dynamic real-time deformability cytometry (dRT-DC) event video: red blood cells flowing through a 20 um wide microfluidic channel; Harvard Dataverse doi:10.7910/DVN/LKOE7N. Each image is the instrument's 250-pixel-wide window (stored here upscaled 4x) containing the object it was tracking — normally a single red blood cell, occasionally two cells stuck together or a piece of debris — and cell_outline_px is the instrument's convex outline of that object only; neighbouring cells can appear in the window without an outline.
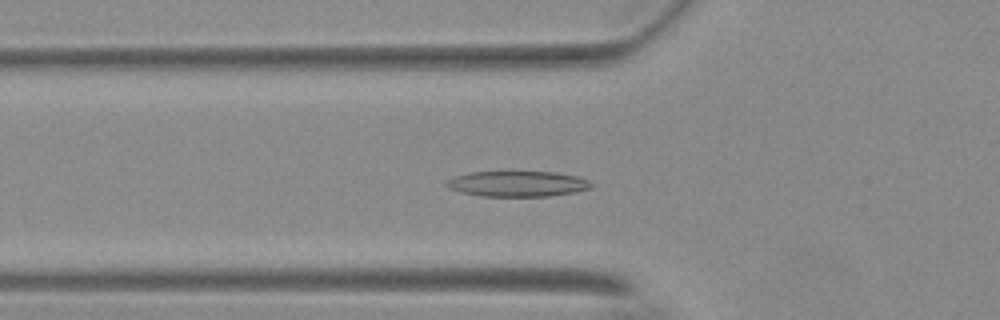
{"species": "Egyptian fruit bat (a non-hibernating species)", "species_latin": "Rousettus aegyptiacus", "temperature_condition": "warm", "stored_images_in_passage": 46, "camera_frame_rate_fps": 3000, "um_per_image_px": 0.085, "animal": {"sex": "female"}, "frame": {"image": 1, "passage_image": 17, "time_ms": 5.333, "image_size_px": [1000, 320], "cell_outline_px": [[596, 184], [592, 188], [576, 192], [548, 196], [480, 196], [460, 192], [448, 188], [444, 184], [448, 180], [456, 176], [472, 172], [512, 168], [556, 172], [576, 176], [588, 180]], "centroid_in_image_um": [44.01, 15.57], "position_along_channel_um": 81.8, "area_um2": 22.83}}
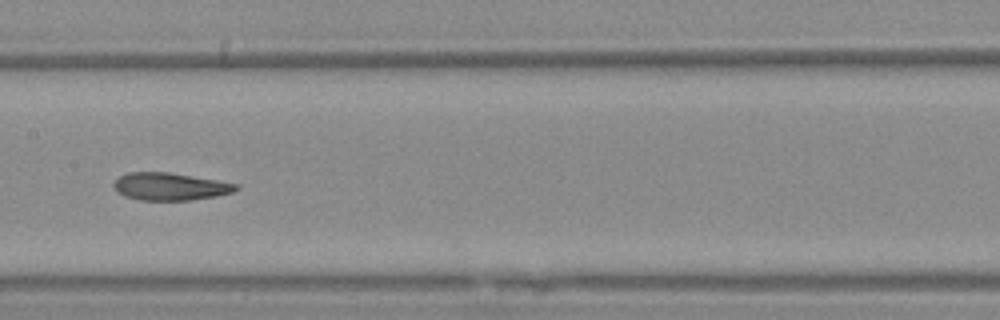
{"frame": {"image": 2, "passage_image": 26, "time_ms": 8.333, "image_size_px": [1000, 320], "cell_outline_px": [[240, 188], [232, 192], [216, 196], [192, 200], [140, 200], [124, 196], [116, 192], [112, 184], [120, 176], [128, 172], [168, 172], [216, 180], [236, 184]], "centroid_in_image_um": [14.41, 15.86], "position_along_channel_um": 193.0, "area_um2": 19.54}}
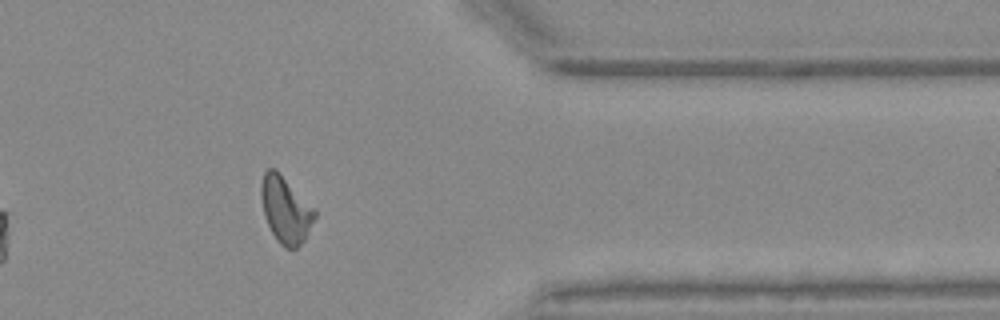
{"frame": {"image": 3, "passage_image": 43, "time_ms": 14.0, "image_size_px": [1000, 320], "cell_outline_px": [[316, 216], [304, 240], [296, 248], [284, 248], [276, 240], [264, 216], [260, 196], [260, 184], [264, 172], [268, 168], [276, 168], [316, 208]], "centroid_in_image_um": [24.27, 17.79], "position_along_channel_um": 387.1, "area_um2": 21.1}, "authors_computed_cell_mechanics": {"area_um2": 20.3745, "velocity_mm_per_s": 3.694, "shape_relaxation_time_tau1_ms": 8.0746, "shape_relaxation_time_tau2_ms": 1.7158, "deformation_change_tau1": 0.224, "deformation_change_tau2": 0.0967}}